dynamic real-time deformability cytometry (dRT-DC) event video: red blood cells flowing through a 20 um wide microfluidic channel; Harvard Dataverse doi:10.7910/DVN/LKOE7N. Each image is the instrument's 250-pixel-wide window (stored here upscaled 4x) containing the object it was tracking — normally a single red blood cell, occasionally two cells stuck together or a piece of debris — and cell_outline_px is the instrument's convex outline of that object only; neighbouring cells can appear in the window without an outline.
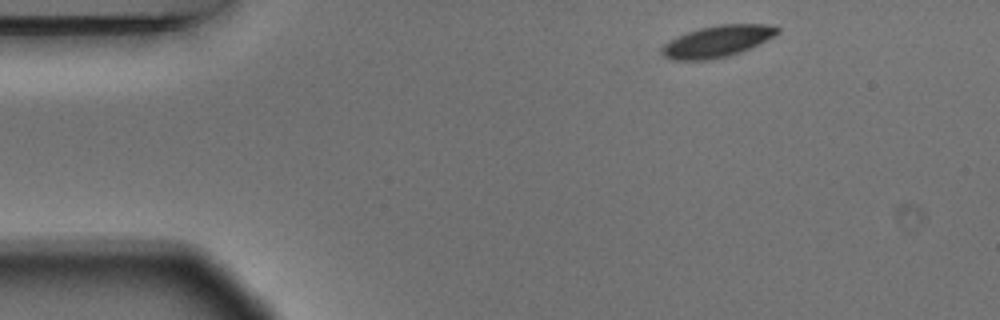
{"species": "Egyptian fruit bat (a non-hibernating species)", "species_latin": "Rousettus aegyptiacus", "temperature_condition": "warm", "stored_images_in_passage": 3, "camera_frame_rate_fps": 3000, "um_per_image_px": 0.085, "animal": {"sex": "male"}, "frame": {"image": 1, "passage_image": 1, "time_ms": 0.0, "image_size_px": [1000, 320], "cell_outline_px": [[780, 32], [740, 52], [728, 56], [708, 60], [672, 60], [664, 56], [660, 52], [660, 48], [664, 44], [688, 32], [700, 28], [720, 24], [764, 24], [780, 28]], "centroid_in_image_um": [60.93, 3.52], "position_along_channel_um": 24.1, "area_um2": 20.81}}